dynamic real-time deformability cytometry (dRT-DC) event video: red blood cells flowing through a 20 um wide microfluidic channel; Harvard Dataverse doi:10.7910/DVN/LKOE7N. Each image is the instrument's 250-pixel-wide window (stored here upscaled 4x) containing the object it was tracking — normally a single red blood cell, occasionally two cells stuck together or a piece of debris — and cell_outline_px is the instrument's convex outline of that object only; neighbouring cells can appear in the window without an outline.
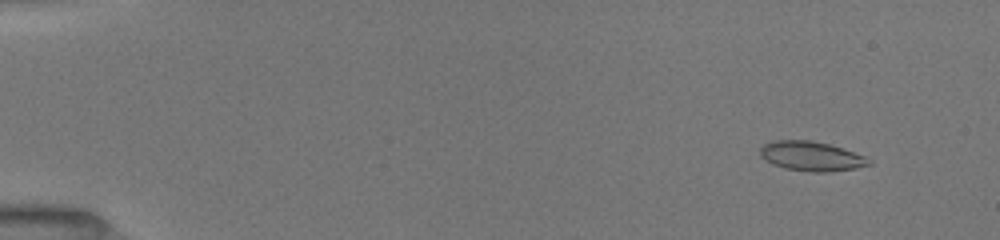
{"species": "common noctule bat (a hibernating species)", "species_latin": "Nyctalus noctula", "temperature_condition": "room temperature", "stored_images_in_passage": 12, "camera_frame_rate_fps": 3000, "um_per_image_px": 0.085, "animal": {"sex": "female", "body_mass_g": 19.5, "forearm_length_mm": 54.1}, "frame": {"image": 1, "passage_image": 3, "time_ms": 1.0, "image_size_px": [1000, 240], "cell_outline_px": [[872, 164], [856, 168], [828, 172], [808, 172], [784, 168], [772, 164], [760, 156], [760, 148], [764, 144], [776, 140], [812, 140], [828, 144], [868, 156], [872, 160]], "centroid_in_image_um": [69.0, 13.28], "position_along_channel_um": 16.0, "area_um2": 18.9}}
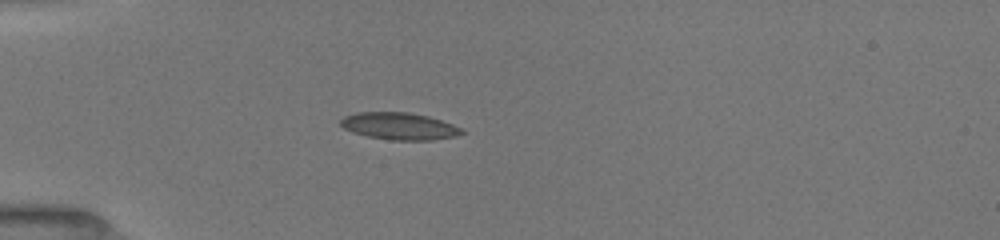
{"frame": {"image": 2, "passage_image": 7, "time_ms": 4.667, "image_size_px": [1000, 240], "cell_outline_px": [[464, 132], [456, 136], [432, 140], [388, 140], [368, 136], [352, 132], [344, 128], [340, 124], [340, 120], [344, 116], [356, 112], [408, 112], [428, 116], [452, 124], [460, 128]], "centroid_in_image_um": [33.91, 10.72], "position_along_channel_um": 51.1, "area_um2": 19.07}}
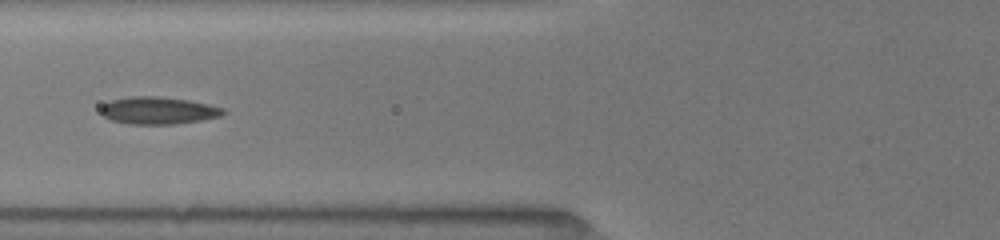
{"frame": {"image": 3, "passage_image": 11, "time_ms": 6.667, "image_size_px": [1000, 240], "cell_outline_px": [[224, 112], [220, 116], [200, 120], [172, 124], [128, 124], [108, 120], [100, 112], [100, 108], [104, 104], [112, 100], [128, 96], [156, 96], [188, 100], [208, 104], [224, 108]], "centroid_in_image_um": [13.39, 9.39], "position_along_channel_um": 112.4, "area_um2": 19.42}}